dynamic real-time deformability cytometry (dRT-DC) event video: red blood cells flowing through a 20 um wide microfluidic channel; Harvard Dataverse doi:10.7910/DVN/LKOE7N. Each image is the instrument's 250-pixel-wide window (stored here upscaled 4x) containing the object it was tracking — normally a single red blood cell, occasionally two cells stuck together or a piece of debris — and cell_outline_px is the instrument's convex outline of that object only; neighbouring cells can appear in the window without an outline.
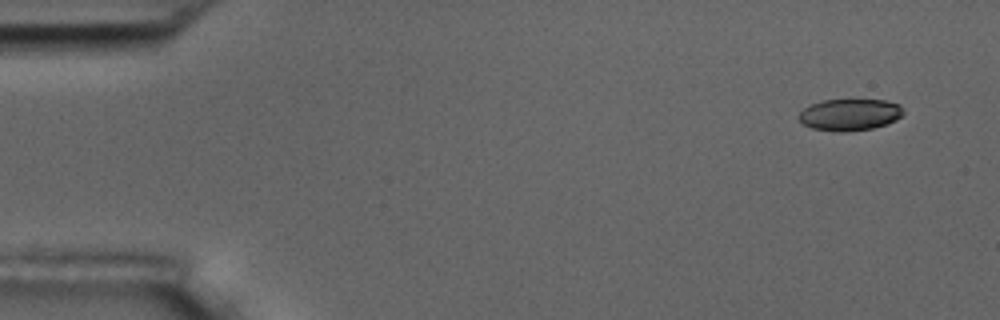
{"species": "common noctule bat (a hibernating species)", "species_latin": "Nyctalus noctula", "temperature_condition": "room temperature", "stored_images_in_passage": 4, "camera_frame_rate_fps": 3000, "um_per_image_px": 0.085, "animal": {"sex": "male", "body_mass_g": 17.5, "forearm_length_mm": 52.3}, "frame": {"image": 1, "passage_image": 1, "time_ms": 0.0, "image_size_px": [1000, 320], "cell_outline_px": [[904, 112], [896, 120], [888, 124], [872, 128], [844, 132], [840, 132], [812, 128], [804, 124], [796, 116], [804, 108], [820, 100], [884, 100], [900, 104], [904, 108]], "centroid_in_image_um": [72.24, 9.74], "position_along_channel_um": 12.8, "area_um2": 19.36}}
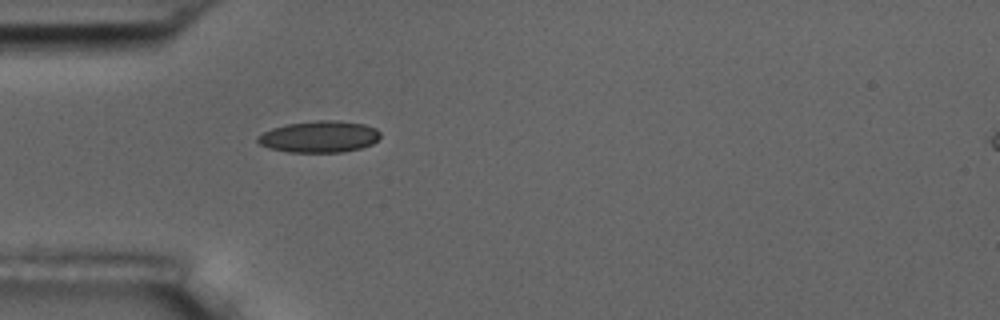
{"frame": {"image": 2, "passage_image": 4, "time_ms": 4.333, "image_size_px": [1000, 320], "cell_outline_px": [[380, 136], [372, 144], [360, 148], [344, 152], [288, 152], [268, 148], [260, 144], [256, 140], [256, 136], [272, 128], [288, 124], [316, 120], [336, 120], [364, 124], [376, 128], [380, 132]], "centroid_in_image_um": [27.13, 11.62], "position_along_channel_um": 57.9, "area_um2": 22.6}}